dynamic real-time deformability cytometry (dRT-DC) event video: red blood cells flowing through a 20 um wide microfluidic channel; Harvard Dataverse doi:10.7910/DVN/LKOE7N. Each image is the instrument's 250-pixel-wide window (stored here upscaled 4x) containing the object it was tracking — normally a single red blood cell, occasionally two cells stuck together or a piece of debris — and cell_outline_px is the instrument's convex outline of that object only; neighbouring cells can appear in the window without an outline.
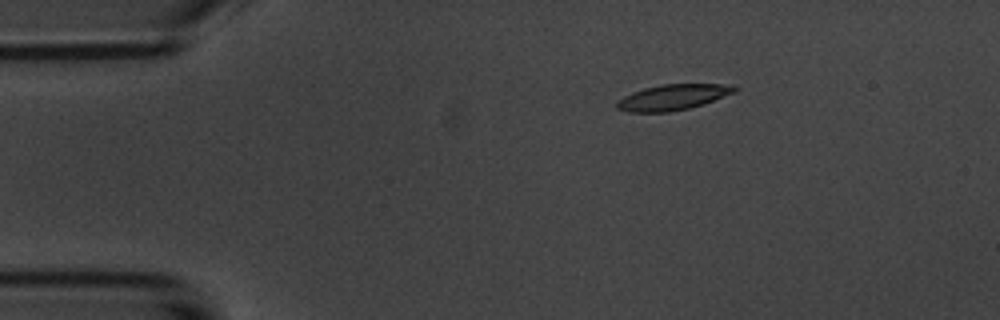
{"species": "common noctule bat (a hibernating species)", "species_latin": "Nyctalus noctula", "temperature_condition": "room temperature", "stored_images_in_passage": 6, "camera_frame_rate_fps": 3000, "um_per_image_px": 0.085, "animal": {"sex": "male", "body_mass_g": 20.1, "forearm_length_mm": 53.5}, "frame": {"image": 1, "passage_image": 1, "time_ms": 0.0, "image_size_px": [1000, 320], "cell_outline_px": [[736, 92], [704, 104], [688, 108], [668, 112], [628, 112], [616, 108], [616, 100], [632, 92], [644, 88], [660, 84], [720, 84], [736, 88]], "centroid_in_image_um": [57.12, 8.27], "position_along_channel_um": 27.9, "area_um2": 17.51}}
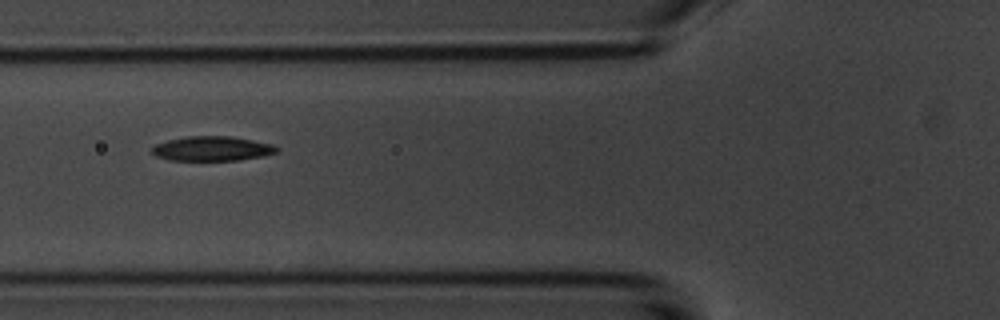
{"frame": {"image": 2, "passage_image": 4, "time_ms": 3.667, "image_size_px": [1000, 320], "cell_outline_px": [[280, 148], [276, 152], [264, 156], [240, 160], [168, 160], [156, 156], [148, 152], [148, 148], [156, 144], [168, 140], [188, 136], [232, 136], [272, 144]], "centroid_in_image_um": [17.98, 12.63], "position_along_channel_um": 107.8, "area_um2": 18.09}}
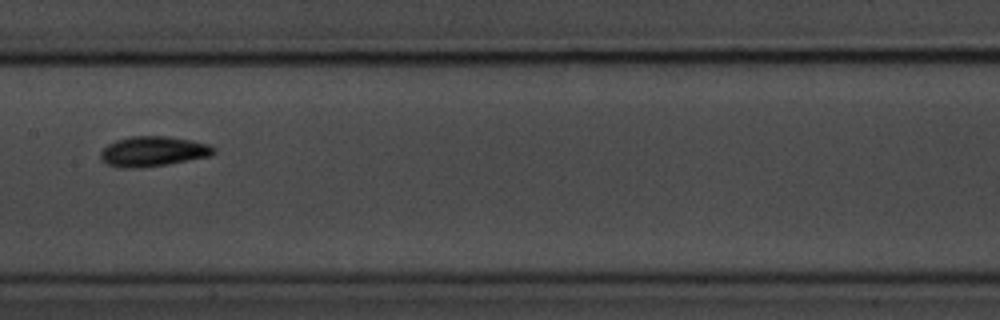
{"frame": {"image": 3, "passage_image": 6, "time_ms": 6.0, "image_size_px": [1000, 320], "cell_outline_px": [[216, 152], [212, 156], [168, 164], [136, 168], [116, 168], [100, 160], [100, 152], [108, 144], [116, 140], [132, 136], [168, 136], [192, 140], [208, 144], [216, 148]], "centroid_in_image_um": [13.02, 12.87], "position_along_channel_um": 194.4, "area_um2": 20.06}}